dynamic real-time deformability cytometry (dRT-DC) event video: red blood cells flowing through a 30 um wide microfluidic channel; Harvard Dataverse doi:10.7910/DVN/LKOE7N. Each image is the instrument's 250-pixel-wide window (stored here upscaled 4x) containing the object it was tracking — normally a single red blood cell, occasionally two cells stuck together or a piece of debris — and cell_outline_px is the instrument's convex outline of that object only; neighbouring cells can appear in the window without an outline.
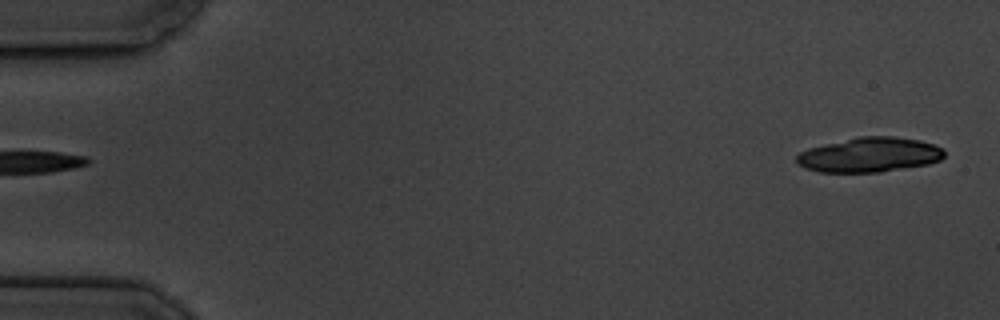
{"species": "common noctule bat (a hibernating species)", "species_latin": "Nyctalus noctula", "temperature_condition": "cold", "stored_images_in_passage": 5, "camera_frame_rate_fps": 3000, "um_per_image_px": 0.085, "animal": {"sex": "male", "body_mass_g": 19.5, "forearm_length_mm": 54.6}, "frame": {"image": 1, "passage_image": 1, "time_ms": 0.0, "image_size_px": [1000, 320], "cell_outline_px": [[944, 156], [940, 160], [928, 164], [880, 172], [820, 172], [804, 168], [796, 164], [796, 156], [800, 152], [808, 148], [824, 144], [860, 136], [896, 136], [920, 140], [936, 144], [944, 152]], "centroid_in_image_um": [73.89, 13.15], "position_along_channel_um": 11.1, "area_um2": 30.0}}